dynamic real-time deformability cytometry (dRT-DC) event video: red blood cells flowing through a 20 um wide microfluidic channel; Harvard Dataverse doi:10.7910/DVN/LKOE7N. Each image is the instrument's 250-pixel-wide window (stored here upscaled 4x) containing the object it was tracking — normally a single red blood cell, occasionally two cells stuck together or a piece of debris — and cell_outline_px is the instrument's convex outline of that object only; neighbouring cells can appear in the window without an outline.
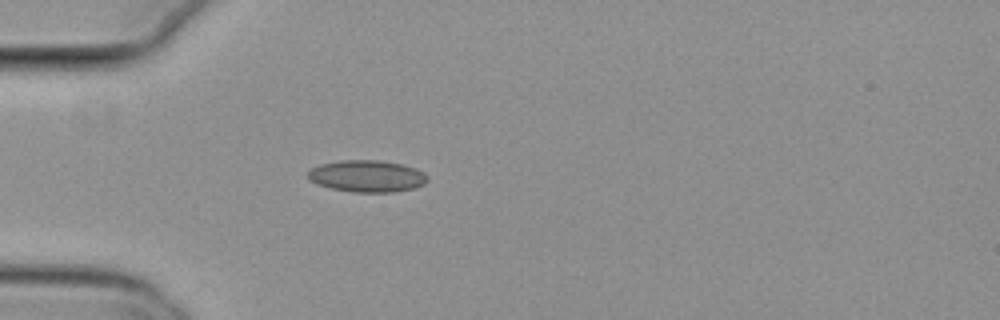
{"species": "common noctule bat (a hibernating species)", "species_latin": "Nyctalus noctula", "temperature_condition": "cold", "stored_images_in_passage": 8, "camera_frame_rate_fps": 3000, "um_per_image_px": 0.085, "animal": {"sex": "female", "body_mass_g": 29.2, "forearm_length_mm": 56.3}, "frame": {"image": 1, "passage_image": 1, "time_ms": 0.0, "image_size_px": [1000, 320], "cell_outline_px": [[428, 180], [424, 184], [416, 188], [396, 192], [352, 192], [332, 188], [316, 184], [308, 180], [308, 172], [312, 168], [320, 164], [340, 160], [380, 160], [400, 164], [416, 168], [424, 172], [428, 176]], "centroid_in_image_um": [31.21, 14.97], "position_along_channel_um": 53.8, "area_um2": 22.37}}
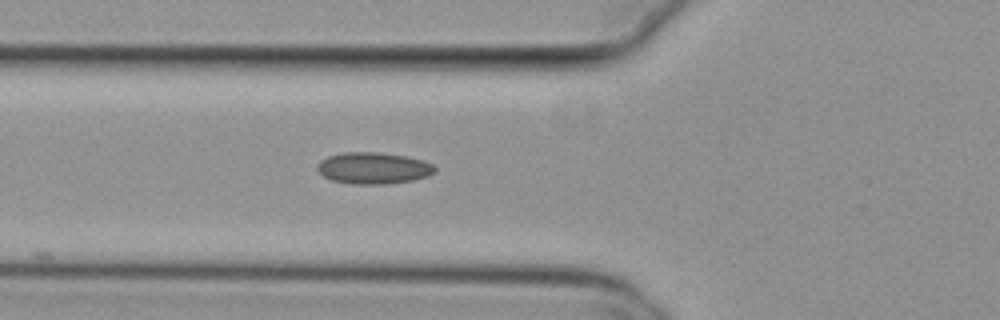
{"frame": {"image": 2, "passage_image": 5, "time_ms": 1.333, "image_size_px": [1000, 320], "cell_outline_px": [[436, 172], [428, 176], [412, 180], [388, 184], [352, 184], [332, 180], [324, 176], [316, 168], [316, 164], [320, 160], [328, 156], [344, 152], [380, 152], [404, 156], [424, 160], [432, 164], [436, 168]], "centroid_in_image_um": [31.74, 14.29], "position_along_channel_um": 94.1, "area_um2": 21.73}}
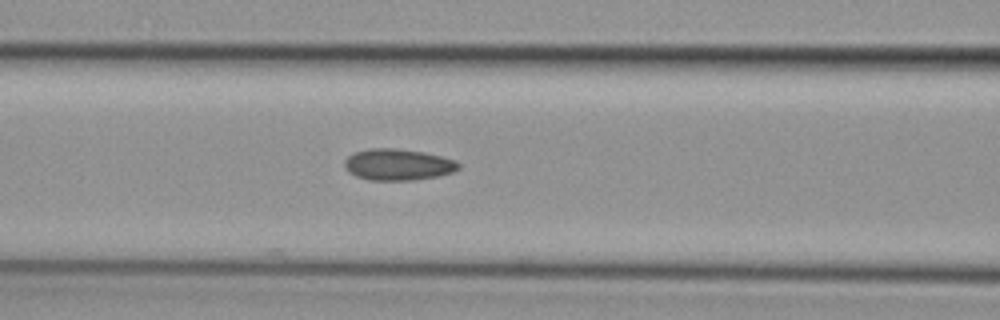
{"frame": {"image": 3, "passage_image": 8, "time_ms": 2.333, "image_size_px": [1000, 320], "cell_outline_px": [[460, 168], [452, 172], [436, 176], [412, 180], [368, 180], [356, 176], [348, 172], [344, 168], [344, 160], [348, 156], [356, 152], [368, 148], [396, 148], [424, 152], [456, 160], [460, 164]], "centroid_in_image_um": [33.8, 13.98], "position_along_channel_um": 132.8, "area_um2": 20.92}}